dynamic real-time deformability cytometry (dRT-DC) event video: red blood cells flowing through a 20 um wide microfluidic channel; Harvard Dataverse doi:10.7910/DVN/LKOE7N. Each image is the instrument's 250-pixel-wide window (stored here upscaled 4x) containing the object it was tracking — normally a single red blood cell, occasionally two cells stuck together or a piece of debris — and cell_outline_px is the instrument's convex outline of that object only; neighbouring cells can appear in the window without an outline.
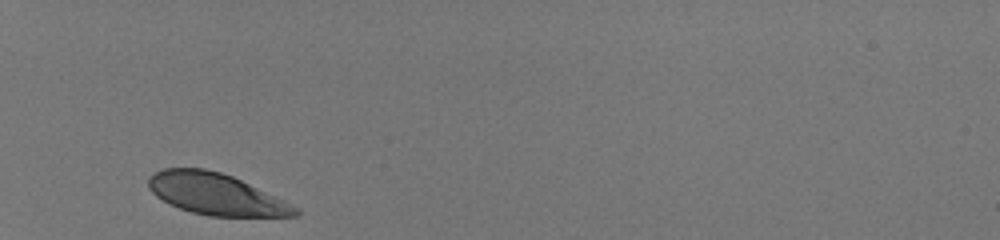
{"species": "human", "species_latin": "Homo sapiens", "temperature_condition": "room temperature", "stored_images_in_passage": 28, "camera_frame_rate_fps": 3000, "um_per_image_px": 0.085, "donor": {"sex": "male"}, "frame": {"image": 1, "passage_image": 1, "time_ms": 0.0, "image_size_px": [1000, 240], "cell_outline_px": [[300, 216], [208, 216], [192, 212], [168, 204], [156, 196], [148, 188], [148, 176], [164, 168], [204, 168], [220, 172], [232, 176], [284, 200], [300, 208]], "centroid_in_image_um": [18.35, 16.5], "position_along_channel_um": 66.7, "area_um2": 35.43}}
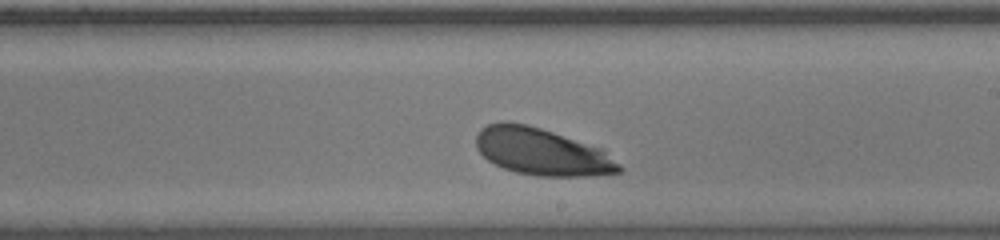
{"frame": {"image": 2, "passage_image": 16, "time_ms": 5.0, "image_size_px": [1000, 240], "cell_outline_px": [[624, 168], [620, 172], [592, 176], [536, 176], [516, 172], [504, 168], [488, 160], [476, 148], [476, 136], [480, 128], [488, 124], [500, 120], [504, 120], [528, 124], [604, 148]], "centroid_in_image_um": [46.08, 12.88], "position_along_channel_um": 242.9, "area_um2": 39.71}}
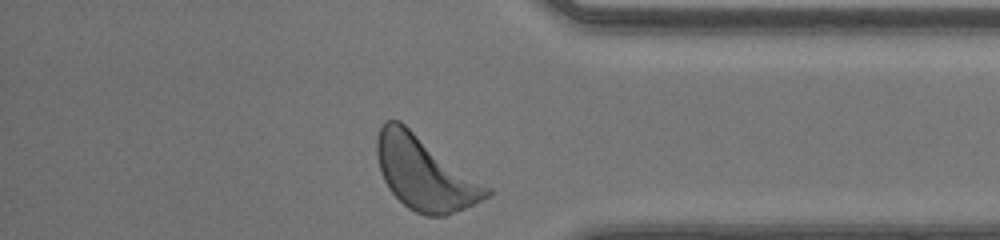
{"frame": {"image": 3, "passage_image": 28, "time_ms": 9.0, "image_size_px": [1000, 240], "cell_outline_px": [[492, 196], [464, 208], [444, 216], [428, 216], [416, 212], [408, 208], [388, 188], [380, 172], [376, 156], [376, 140], [380, 128], [384, 120], [400, 120], [492, 188]], "centroid_in_image_um": [36.11, 14.7], "position_along_channel_um": 399.1, "area_um2": 47.22}, "authors_computed_cell_mechanics": {"area_um2": 39.2173, "velocity_mm_per_s": 4.0115, "shape_relaxation_time_tau1_ms": 1.482, "shape_relaxation_time_tau2_ms": 10.7559, "deformation_change_tau1": 0.1205, "deformation_change_tau2": 0.3558}}